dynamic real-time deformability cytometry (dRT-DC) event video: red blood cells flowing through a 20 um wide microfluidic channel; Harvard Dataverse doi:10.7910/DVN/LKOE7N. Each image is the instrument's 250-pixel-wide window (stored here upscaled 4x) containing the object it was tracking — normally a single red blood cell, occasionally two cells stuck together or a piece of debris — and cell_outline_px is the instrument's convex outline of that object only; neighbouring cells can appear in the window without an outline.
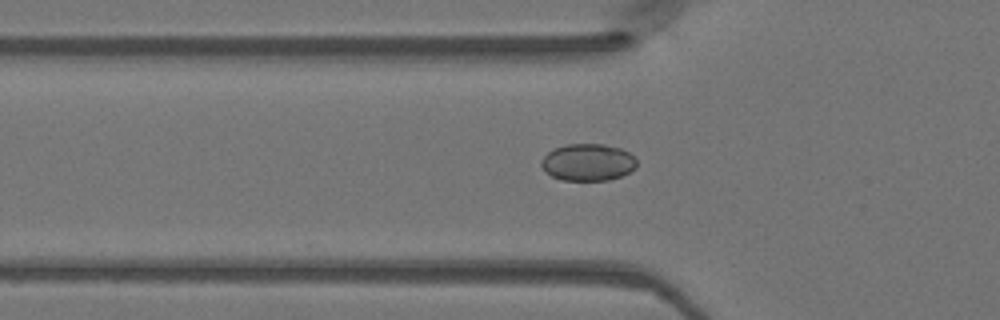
{"species": "Egyptian fruit bat (a non-hibernating species)", "species_latin": "Rousettus aegyptiacus", "temperature_condition": "warm", "stored_images_in_passage": 35, "camera_frame_rate_fps": 3000, "um_per_image_px": 0.085, "animal": {"sex": "female"}, "frame": {"image": 1, "passage_image": 9, "time_ms": 2.667, "image_size_px": [1000, 320], "cell_outline_px": [[636, 168], [620, 176], [608, 180], [560, 180], [544, 172], [540, 164], [540, 160], [548, 152], [556, 148], [568, 144], [604, 144], [620, 148], [636, 156]], "centroid_in_image_um": [49.96, 13.79], "position_along_channel_um": 75.8, "area_um2": 20.69}}
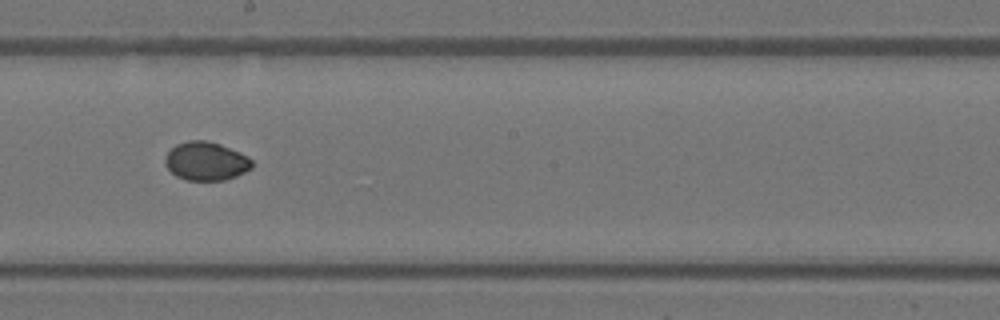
{"frame": {"image": 2, "passage_image": 20, "time_ms": 6.333, "image_size_px": [1000, 320], "cell_outline_px": [[252, 168], [236, 176], [224, 180], [184, 180], [176, 176], [164, 164], [164, 160], [168, 152], [176, 144], [188, 140], [204, 140], [220, 144], [240, 152], [248, 156], [252, 160]], "centroid_in_image_um": [17.51, 13.7], "position_along_channel_um": 230.7, "area_um2": 19.54}}
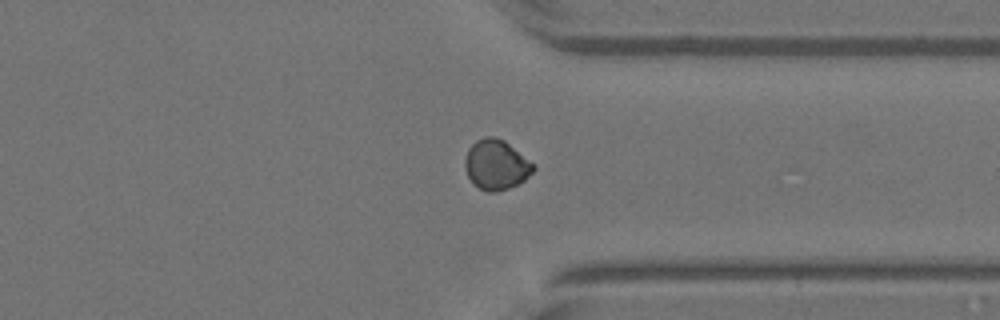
{"frame": {"image": 3, "passage_image": 30, "time_ms": 9.667, "image_size_px": [1000, 320], "cell_outline_px": [[536, 168], [524, 180], [508, 188], [496, 192], [488, 192], [480, 188], [468, 176], [464, 168], [464, 160], [468, 148], [476, 140], [484, 136], [496, 136], [504, 140], [536, 164]], "centroid_in_image_um": [42.18, 13.97], "position_along_channel_um": 369.2, "area_um2": 20.0}}